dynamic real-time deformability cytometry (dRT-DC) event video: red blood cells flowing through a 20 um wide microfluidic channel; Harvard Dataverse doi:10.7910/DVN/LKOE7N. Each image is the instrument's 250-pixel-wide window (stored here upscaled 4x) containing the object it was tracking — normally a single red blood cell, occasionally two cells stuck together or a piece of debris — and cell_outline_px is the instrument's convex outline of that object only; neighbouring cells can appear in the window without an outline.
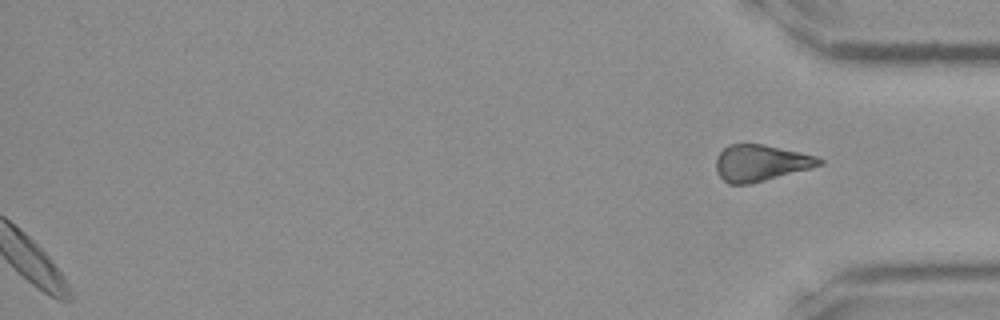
{"species": "Egyptian fruit bat (a non-hibernating species)", "species_latin": "Rousettus aegyptiacus", "temperature_condition": "room temperature", "stored_images_in_passage": 31, "segment_of_instrument_passage": [2, 2], "camera_frame_rate_fps": 3000, "um_per_image_px": 0.085, "frame": {"image": 1, "passage_image": 31, "time_ms": 10.0, "image_size_px": [1000, 320], "cell_outline_px": [[824, 164], [812, 168], [748, 184], [728, 184], [716, 172], [716, 160], [720, 152], [728, 144], [764, 144], [816, 156], [824, 160]], "centroid_in_image_um": [64.66, 13.85], "position_along_channel_um": 370.5, "area_um2": 21.79}}